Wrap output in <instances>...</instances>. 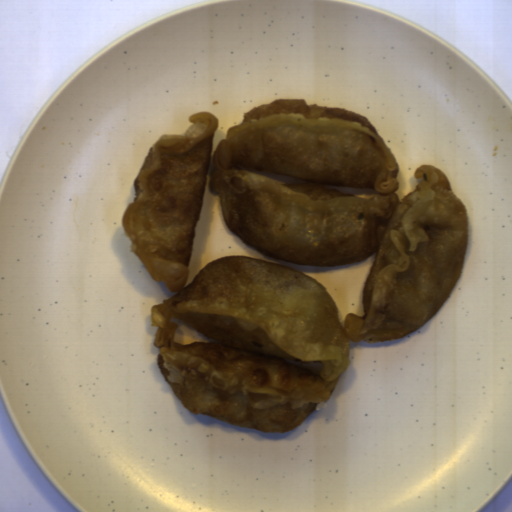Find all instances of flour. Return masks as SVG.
<instances>
[{"label": "flour", "mask_w": 512, "mask_h": 512, "mask_svg": "<svg viewBox=\"0 0 512 512\" xmlns=\"http://www.w3.org/2000/svg\"><path fill=\"white\" fill-rule=\"evenodd\" d=\"M188 122L150 147L121 218L128 251L175 293L150 308L157 366L193 415L292 431L329 401L351 366L350 340L400 338L441 310L469 249L465 204L425 164L401 199L397 158L347 109L273 99L242 113L212 160L218 117ZM208 173L224 225L268 257L332 267L375 254L364 316L347 313L342 326L321 282L240 254L208 261L185 285Z\"/></svg>", "instance_id": "1"}]
</instances>
